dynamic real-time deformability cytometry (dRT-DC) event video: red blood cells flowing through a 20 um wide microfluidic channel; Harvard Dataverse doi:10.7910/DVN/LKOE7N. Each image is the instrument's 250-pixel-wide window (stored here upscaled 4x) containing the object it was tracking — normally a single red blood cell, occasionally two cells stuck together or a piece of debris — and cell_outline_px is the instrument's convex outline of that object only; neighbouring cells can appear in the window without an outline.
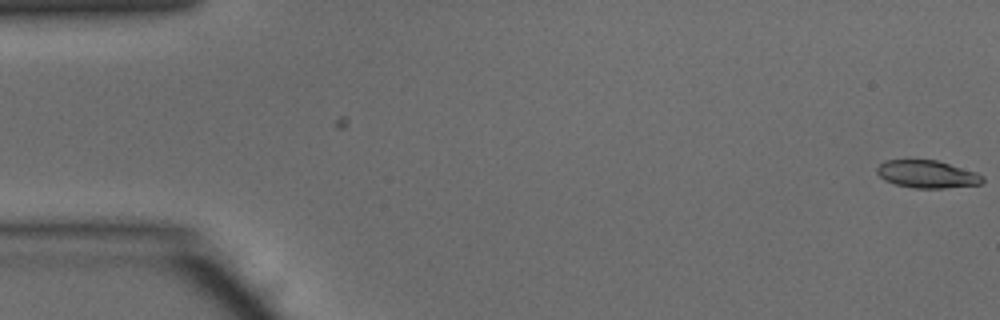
{"species": "common noctule bat (a hibernating species)", "species_latin": "Nyctalus noctula", "temperature_condition": "warm", "stored_images_in_passage": 4, "camera_frame_rate_fps": 3000, "um_per_image_px": 0.085, "animal": {"sex": "male", "body_mass_g": 15.6}, "frame": {"image": 1, "passage_image": 4, "time_ms": 1.0, "image_size_px": [1000, 320], "cell_outline_px": [[984, 180], [980, 184], [944, 188], [916, 188], [896, 184], [884, 180], [876, 172], [876, 168], [884, 160], [936, 160], [976, 172], [984, 176]], "centroid_in_image_um": [78.8, 14.8], "position_along_channel_um": 6.2, "area_um2": 16.88}}